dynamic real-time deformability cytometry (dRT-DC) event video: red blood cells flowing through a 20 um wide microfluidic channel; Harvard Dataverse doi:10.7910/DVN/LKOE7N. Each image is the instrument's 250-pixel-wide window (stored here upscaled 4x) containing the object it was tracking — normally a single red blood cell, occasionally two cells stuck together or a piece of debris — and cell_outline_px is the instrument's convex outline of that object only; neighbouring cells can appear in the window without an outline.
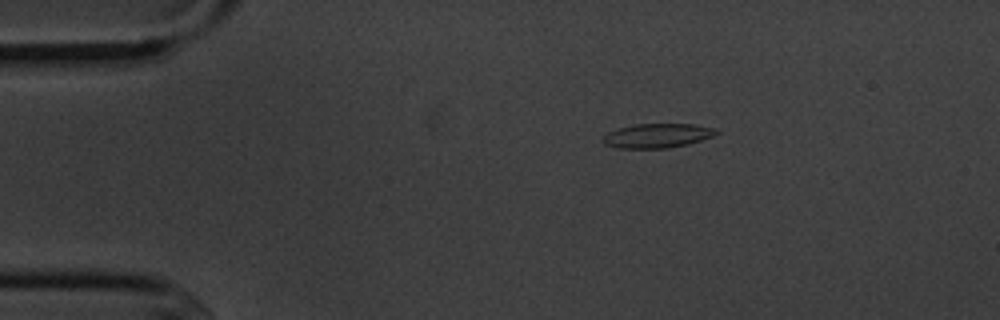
{"species": "common noctule bat (a hibernating species)", "species_latin": "Nyctalus noctula", "temperature_condition": "cold", "stored_images_in_passage": 3, "camera_frame_rate_fps": 3000, "um_per_image_px": 0.085, "animal": {"sex": "male", "body_mass_g": 20.1, "forearm_length_mm": 53.5}, "frame": {"image": 1, "passage_image": 3, "time_ms": 2.333, "image_size_px": [1000, 320], "cell_outline_px": [[720, 132], [712, 136], [688, 144], [664, 148], [620, 148], [604, 144], [604, 136], [608, 132], [620, 128], [636, 124], [696, 124], [716, 128]], "centroid_in_image_um": [55.91, 11.52], "position_along_channel_um": 29.1, "area_um2": 15.84}}